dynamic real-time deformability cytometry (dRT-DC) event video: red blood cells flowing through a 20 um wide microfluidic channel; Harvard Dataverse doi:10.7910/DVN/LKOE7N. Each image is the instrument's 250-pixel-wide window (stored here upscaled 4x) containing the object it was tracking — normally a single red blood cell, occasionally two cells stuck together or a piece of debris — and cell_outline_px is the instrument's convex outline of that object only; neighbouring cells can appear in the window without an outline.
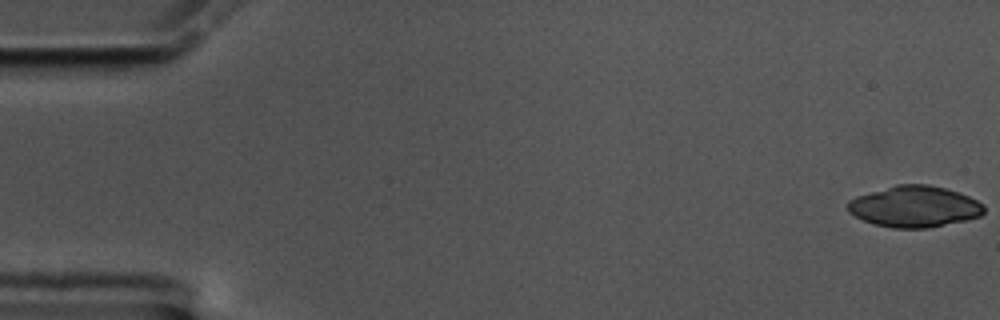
{"species": "common noctule bat (a hibernating species)", "species_latin": "Nyctalus noctula", "temperature_condition": "cold", "stored_images_in_passage": 24, "camera_frame_rate_fps": 3000, "um_per_image_px": 0.085, "animal": {"sex": "male", "body_mass_g": 17.5, "forearm_length_mm": 52.3}, "frame": {"image": 1, "passage_image": 1, "time_ms": 0.0, "image_size_px": [1000, 320], "cell_outline_px": [[984, 212], [980, 216], [964, 220], [928, 228], [892, 228], [872, 224], [848, 212], [848, 200], [856, 196], [896, 184], [928, 184], [944, 188], [968, 196], [984, 204]], "centroid_in_image_um": [77.7, 17.56], "position_along_channel_um": 7.3, "area_um2": 32.6}}